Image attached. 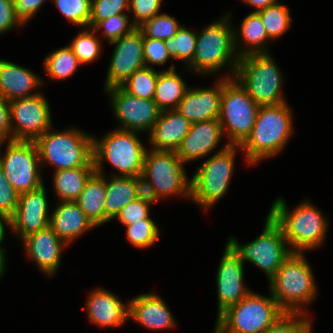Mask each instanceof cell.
Listing matches in <instances>:
<instances>
[{"instance_id":"6da1fadb","label":"cell","mask_w":333,"mask_h":333,"mask_svg":"<svg viewBox=\"0 0 333 333\" xmlns=\"http://www.w3.org/2000/svg\"><path fill=\"white\" fill-rule=\"evenodd\" d=\"M312 200L304 197L291 208L284 196H278L269 204L267 214L281 228L291 252L320 251L328 241L331 216Z\"/></svg>"},{"instance_id":"7a4b0ae2","label":"cell","mask_w":333,"mask_h":333,"mask_svg":"<svg viewBox=\"0 0 333 333\" xmlns=\"http://www.w3.org/2000/svg\"><path fill=\"white\" fill-rule=\"evenodd\" d=\"M202 26L197 28L194 57L186 68L193 79L194 76L211 80L233 78L240 59L235 48L233 21L224 11Z\"/></svg>"},{"instance_id":"3957f363","label":"cell","mask_w":333,"mask_h":333,"mask_svg":"<svg viewBox=\"0 0 333 333\" xmlns=\"http://www.w3.org/2000/svg\"><path fill=\"white\" fill-rule=\"evenodd\" d=\"M293 110L289 102L259 106L251 133L240 145L245 160L252 168L263 161L279 158L283 151L286 152L297 129Z\"/></svg>"},{"instance_id":"277c9868","label":"cell","mask_w":333,"mask_h":333,"mask_svg":"<svg viewBox=\"0 0 333 333\" xmlns=\"http://www.w3.org/2000/svg\"><path fill=\"white\" fill-rule=\"evenodd\" d=\"M307 255L291 252L266 284L267 291L285 313L312 315V304L321 295L315 269Z\"/></svg>"},{"instance_id":"5b68a950","label":"cell","mask_w":333,"mask_h":333,"mask_svg":"<svg viewBox=\"0 0 333 333\" xmlns=\"http://www.w3.org/2000/svg\"><path fill=\"white\" fill-rule=\"evenodd\" d=\"M93 134V162L100 175L141 177L148 148L147 136L136 131L111 128L103 136ZM142 137V138H141ZM145 142V143H144ZM108 164V165H107ZM110 168L111 171L108 172Z\"/></svg>"},{"instance_id":"8992f818","label":"cell","mask_w":333,"mask_h":333,"mask_svg":"<svg viewBox=\"0 0 333 333\" xmlns=\"http://www.w3.org/2000/svg\"><path fill=\"white\" fill-rule=\"evenodd\" d=\"M239 153L243 156L240 163L244 165V169L245 167L250 169L251 166L245 160L240 146L229 145L224 150L205 158L194 167L195 171L190 172L192 173L190 202L203 213L212 211L228 195L231 183L234 181L235 168H238L236 164Z\"/></svg>"},{"instance_id":"52a82bcc","label":"cell","mask_w":333,"mask_h":333,"mask_svg":"<svg viewBox=\"0 0 333 333\" xmlns=\"http://www.w3.org/2000/svg\"><path fill=\"white\" fill-rule=\"evenodd\" d=\"M92 133L77 125H69L60 130L54 125L49 128L34 141L38 149L42 172L44 173L50 167L52 172L78 167H94Z\"/></svg>"},{"instance_id":"ba28073f","label":"cell","mask_w":333,"mask_h":333,"mask_svg":"<svg viewBox=\"0 0 333 333\" xmlns=\"http://www.w3.org/2000/svg\"><path fill=\"white\" fill-rule=\"evenodd\" d=\"M187 166L176 151L147 148L141 180L143 193L157 204L175 200V197L191 199V176Z\"/></svg>"},{"instance_id":"9c48e42d","label":"cell","mask_w":333,"mask_h":333,"mask_svg":"<svg viewBox=\"0 0 333 333\" xmlns=\"http://www.w3.org/2000/svg\"><path fill=\"white\" fill-rule=\"evenodd\" d=\"M234 78L259 106L288 102L283 86L287 76L273 52L240 57Z\"/></svg>"},{"instance_id":"30bf717a","label":"cell","mask_w":333,"mask_h":333,"mask_svg":"<svg viewBox=\"0 0 333 333\" xmlns=\"http://www.w3.org/2000/svg\"><path fill=\"white\" fill-rule=\"evenodd\" d=\"M283 314L285 312L269 291L265 295L253 289L215 319L213 330L217 333H263Z\"/></svg>"},{"instance_id":"8fae6325","label":"cell","mask_w":333,"mask_h":333,"mask_svg":"<svg viewBox=\"0 0 333 333\" xmlns=\"http://www.w3.org/2000/svg\"><path fill=\"white\" fill-rule=\"evenodd\" d=\"M263 229L251 241L242 243L234 234L226 241L239 254L248 267L258 268L268 282L278 271L282 262L291 253L281 228L267 214L263 220ZM248 264V265H247Z\"/></svg>"},{"instance_id":"7c38bea8","label":"cell","mask_w":333,"mask_h":333,"mask_svg":"<svg viewBox=\"0 0 333 333\" xmlns=\"http://www.w3.org/2000/svg\"><path fill=\"white\" fill-rule=\"evenodd\" d=\"M259 105L233 78H223L219 122L229 145H241L255 124Z\"/></svg>"},{"instance_id":"4fadbf2b","label":"cell","mask_w":333,"mask_h":333,"mask_svg":"<svg viewBox=\"0 0 333 333\" xmlns=\"http://www.w3.org/2000/svg\"><path fill=\"white\" fill-rule=\"evenodd\" d=\"M0 167L18 194L36 190L45 184V174L34 141L0 142Z\"/></svg>"},{"instance_id":"5bb4252c","label":"cell","mask_w":333,"mask_h":333,"mask_svg":"<svg viewBox=\"0 0 333 333\" xmlns=\"http://www.w3.org/2000/svg\"><path fill=\"white\" fill-rule=\"evenodd\" d=\"M116 122L115 128L136 131L146 136L151 132L162 110L152 99H143L125 91L121 86L102 89Z\"/></svg>"},{"instance_id":"9a60e30c","label":"cell","mask_w":333,"mask_h":333,"mask_svg":"<svg viewBox=\"0 0 333 333\" xmlns=\"http://www.w3.org/2000/svg\"><path fill=\"white\" fill-rule=\"evenodd\" d=\"M44 91L9 101L12 140L35 141L54 124L51 104Z\"/></svg>"},{"instance_id":"2e32d148","label":"cell","mask_w":333,"mask_h":333,"mask_svg":"<svg viewBox=\"0 0 333 333\" xmlns=\"http://www.w3.org/2000/svg\"><path fill=\"white\" fill-rule=\"evenodd\" d=\"M215 269L217 312L216 318L227 308L237 304L253 289L247 285L245 277L248 267L239 254L226 241Z\"/></svg>"},{"instance_id":"e0dca14e","label":"cell","mask_w":333,"mask_h":333,"mask_svg":"<svg viewBox=\"0 0 333 333\" xmlns=\"http://www.w3.org/2000/svg\"><path fill=\"white\" fill-rule=\"evenodd\" d=\"M19 243L25 260L31 262L41 275L49 280L58 277L63 255L70 246L50 226L26 235Z\"/></svg>"},{"instance_id":"ac0fdd59","label":"cell","mask_w":333,"mask_h":333,"mask_svg":"<svg viewBox=\"0 0 333 333\" xmlns=\"http://www.w3.org/2000/svg\"><path fill=\"white\" fill-rule=\"evenodd\" d=\"M50 187L46 183L40 188L19 194L13 216L9 219V235L20 241L26 235L49 227L52 207ZM50 199V200H49Z\"/></svg>"},{"instance_id":"d6986e66","label":"cell","mask_w":333,"mask_h":333,"mask_svg":"<svg viewBox=\"0 0 333 333\" xmlns=\"http://www.w3.org/2000/svg\"><path fill=\"white\" fill-rule=\"evenodd\" d=\"M102 89L120 86L135 71L145 67L143 33L135 28L131 33L114 40Z\"/></svg>"},{"instance_id":"ffe728a7","label":"cell","mask_w":333,"mask_h":333,"mask_svg":"<svg viewBox=\"0 0 333 333\" xmlns=\"http://www.w3.org/2000/svg\"><path fill=\"white\" fill-rule=\"evenodd\" d=\"M225 140L219 119L191 123L189 132L176 150V154L185 165L190 166L224 150L229 146Z\"/></svg>"},{"instance_id":"44dd1931","label":"cell","mask_w":333,"mask_h":333,"mask_svg":"<svg viewBox=\"0 0 333 333\" xmlns=\"http://www.w3.org/2000/svg\"><path fill=\"white\" fill-rule=\"evenodd\" d=\"M88 291L83 310L89 324L109 330L121 329L129 322V300H122L118 293L103 286Z\"/></svg>"},{"instance_id":"7402d4cb","label":"cell","mask_w":333,"mask_h":333,"mask_svg":"<svg viewBox=\"0 0 333 333\" xmlns=\"http://www.w3.org/2000/svg\"><path fill=\"white\" fill-rule=\"evenodd\" d=\"M129 300V320L147 331H171L179 327L170 306L159 293L149 291L134 295Z\"/></svg>"},{"instance_id":"603a6c76","label":"cell","mask_w":333,"mask_h":333,"mask_svg":"<svg viewBox=\"0 0 333 333\" xmlns=\"http://www.w3.org/2000/svg\"><path fill=\"white\" fill-rule=\"evenodd\" d=\"M213 81L205 86L192 84L175 109L190 123L219 119L223 78H213Z\"/></svg>"},{"instance_id":"cb8c5ba5","label":"cell","mask_w":333,"mask_h":333,"mask_svg":"<svg viewBox=\"0 0 333 333\" xmlns=\"http://www.w3.org/2000/svg\"><path fill=\"white\" fill-rule=\"evenodd\" d=\"M40 73L30 67L13 60L0 58V94L8 101L17 98L34 96L48 86L49 79H44ZM43 77V78H42ZM46 80V81H45Z\"/></svg>"},{"instance_id":"d4e9b609","label":"cell","mask_w":333,"mask_h":333,"mask_svg":"<svg viewBox=\"0 0 333 333\" xmlns=\"http://www.w3.org/2000/svg\"><path fill=\"white\" fill-rule=\"evenodd\" d=\"M53 205L49 226L70 248L88 232L98 229L75 201H59Z\"/></svg>"},{"instance_id":"484cf974","label":"cell","mask_w":333,"mask_h":333,"mask_svg":"<svg viewBox=\"0 0 333 333\" xmlns=\"http://www.w3.org/2000/svg\"><path fill=\"white\" fill-rule=\"evenodd\" d=\"M232 9L225 12L233 21L235 48L239 57L250 54L272 53V48H270L272 46L270 45L273 44V41L268 37L260 15L257 12H247L239 21L240 24H235Z\"/></svg>"},{"instance_id":"4316f807","label":"cell","mask_w":333,"mask_h":333,"mask_svg":"<svg viewBox=\"0 0 333 333\" xmlns=\"http://www.w3.org/2000/svg\"><path fill=\"white\" fill-rule=\"evenodd\" d=\"M190 125L175 109L163 110L147 135L148 147L154 150L176 151L189 132Z\"/></svg>"},{"instance_id":"83f0119b","label":"cell","mask_w":333,"mask_h":333,"mask_svg":"<svg viewBox=\"0 0 333 333\" xmlns=\"http://www.w3.org/2000/svg\"><path fill=\"white\" fill-rule=\"evenodd\" d=\"M105 225L114 222L121 209L143 194L141 177L105 175Z\"/></svg>"},{"instance_id":"f1b7e54d","label":"cell","mask_w":333,"mask_h":333,"mask_svg":"<svg viewBox=\"0 0 333 333\" xmlns=\"http://www.w3.org/2000/svg\"><path fill=\"white\" fill-rule=\"evenodd\" d=\"M182 69V70H181ZM192 73L186 67H179L174 70L160 71L155 87L153 100L163 110L176 109L186 91L190 87L185 75Z\"/></svg>"},{"instance_id":"f546056e","label":"cell","mask_w":333,"mask_h":333,"mask_svg":"<svg viewBox=\"0 0 333 333\" xmlns=\"http://www.w3.org/2000/svg\"><path fill=\"white\" fill-rule=\"evenodd\" d=\"M96 172L94 167H78L50 172L51 191L54 202L76 201L81 195L86 182Z\"/></svg>"},{"instance_id":"4dcf8cb0","label":"cell","mask_w":333,"mask_h":333,"mask_svg":"<svg viewBox=\"0 0 333 333\" xmlns=\"http://www.w3.org/2000/svg\"><path fill=\"white\" fill-rule=\"evenodd\" d=\"M106 199L105 175L94 173L81 193L76 199L85 215L97 228L105 225L104 203Z\"/></svg>"},{"instance_id":"1f68e13d","label":"cell","mask_w":333,"mask_h":333,"mask_svg":"<svg viewBox=\"0 0 333 333\" xmlns=\"http://www.w3.org/2000/svg\"><path fill=\"white\" fill-rule=\"evenodd\" d=\"M51 50L42 58L43 75H46L50 82H66L64 80L71 79L82 68L68 44Z\"/></svg>"},{"instance_id":"d6a6232c","label":"cell","mask_w":333,"mask_h":333,"mask_svg":"<svg viewBox=\"0 0 333 333\" xmlns=\"http://www.w3.org/2000/svg\"><path fill=\"white\" fill-rule=\"evenodd\" d=\"M68 42V46L83 67L95 62L98 63L104 54L105 46L103 44L105 42L92 28H78L77 33L72 35Z\"/></svg>"},{"instance_id":"836d02e7","label":"cell","mask_w":333,"mask_h":333,"mask_svg":"<svg viewBox=\"0 0 333 333\" xmlns=\"http://www.w3.org/2000/svg\"><path fill=\"white\" fill-rule=\"evenodd\" d=\"M282 0L270 5L269 7L257 12L266 29L268 37L277 42L282 39L288 31L293 28V16L291 7L286 5Z\"/></svg>"},{"instance_id":"e575fe53","label":"cell","mask_w":333,"mask_h":333,"mask_svg":"<svg viewBox=\"0 0 333 333\" xmlns=\"http://www.w3.org/2000/svg\"><path fill=\"white\" fill-rule=\"evenodd\" d=\"M154 214L149 218L123 226L127 243L136 250L150 249L160 241L163 230L155 221Z\"/></svg>"},{"instance_id":"d590c367","label":"cell","mask_w":333,"mask_h":333,"mask_svg":"<svg viewBox=\"0 0 333 333\" xmlns=\"http://www.w3.org/2000/svg\"><path fill=\"white\" fill-rule=\"evenodd\" d=\"M197 41V28L182 24L177 33L165 40L171 58L186 67L193 59Z\"/></svg>"},{"instance_id":"8d00e7d4","label":"cell","mask_w":333,"mask_h":333,"mask_svg":"<svg viewBox=\"0 0 333 333\" xmlns=\"http://www.w3.org/2000/svg\"><path fill=\"white\" fill-rule=\"evenodd\" d=\"M159 72L158 69L144 67L135 71L120 86L134 96L153 100Z\"/></svg>"},{"instance_id":"74e56055","label":"cell","mask_w":333,"mask_h":333,"mask_svg":"<svg viewBox=\"0 0 333 333\" xmlns=\"http://www.w3.org/2000/svg\"><path fill=\"white\" fill-rule=\"evenodd\" d=\"M143 47L145 67L152 69L159 67V71H169L180 67V64L177 62L175 63V61L171 58L164 40L143 37ZM160 66H162V69Z\"/></svg>"},{"instance_id":"f35d334b","label":"cell","mask_w":333,"mask_h":333,"mask_svg":"<svg viewBox=\"0 0 333 333\" xmlns=\"http://www.w3.org/2000/svg\"><path fill=\"white\" fill-rule=\"evenodd\" d=\"M137 28L129 14H116L106 20L99 21L92 29L105 42L104 45L120 39Z\"/></svg>"},{"instance_id":"ab89813d","label":"cell","mask_w":333,"mask_h":333,"mask_svg":"<svg viewBox=\"0 0 333 333\" xmlns=\"http://www.w3.org/2000/svg\"><path fill=\"white\" fill-rule=\"evenodd\" d=\"M63 19L78 28L89 27L91 0H51Z\"/></svg>"},{"instance_id":"60d3db41","label":"cell","mask_w":333,"mask_h":333,"mask_svg":"<svg viewBox=\"0 0 333 333\" xmlns=\"http://www.w3.org/2000/svg\"><path fill=\"white\" fill-rule=\"evenodd\" d=\"M182 24L174 15L163 11L144 22L138 28L142 31L143 37L165 41L168 38H172Z\"/></svg>"},{"instance_id":"b9f144b4","label":"cell","mask_w":333,"mask_h":333,"mask_svg":"<svg viewBox=\"0 0 333 333\" xmlns=\"http://www.w3.org/2000/svg\"><path fill=\"white\" fill-rule=\"evenodd\" d=\"M303 313H285L263 333H315L314 317Z\"/></svg>"},{"instance_id":"7bdbcfd3","label":"cell","mask_w":333,"mask_h":333,"mask_svg":"<svg viewBox=\"0 0 333 333\" xmlns=\"http://www.w3.org/2000/svg\"><path fill=\"white\" fill-rule=\"evenodd\" d=\"M154 205L157 206V203L143 193L124 206L114 220L118 222L117 224L126 226L147 219L153 214L152 209Z\"/></svg>"},{"instance_id":"ee69618b","label":"cell","mask_w":333,"mask_h":333,"mask_svg":"<svg viewBox=\"0 0 333 333\" xmlns=\"http://www.w3.org/2000/svg\"><path fill=\"white\" fill-rule=\"evenodd\" d=\"M116 14H129V0H91L89 28Z\"/></svg>"},{"instance_id":"f6af8a7d","label":"cell","mask_w":333,"mask_h":333,"mask_svg":"<svg viewBox=\"0 0 333 333\" xmlns=\"http://www.w3.org/2000/svg\"><path fill=\"white\" fill-rule=\"evenodd\" d=\"M165 0H129V15L138 28L147 20L162 13Z\"/></svg>"},{"instance_id":"bcb514c9","label":"cell","mask_w":333,"mask_h":333,"mask_svg":"<svg viewBox=\"0 0 333 333\" xmlns=\"http://www.w3.org/2000/svg\"><path fill=\"white\" fill-rule=\"evenodd\" d=\"M19 194L7 180L3 169L0 167V216L8 220L13 216L18 203Z\"/></svg>"},{"instance_id":"7dc6e473","label":"cell","mask_w":333,"mask_h":333,"mask_svg":"<svg viewBox=\"0 0 333 333\" xmlns=\"http://www.w3.org/2000/svg\"><path fill=\"white\" fill-rule=\"evenodd\" d=\"M48 1L51 0H13L16 18L24 27H28Z\"/></svg>"},{"instance_id":"c3c4849f","label":"cell","mask_w":333,"mask_h":333,"mask_svg":"<svg viewBox=\"0 0 333 333\" xmlns=\"http://www.w3.org/2000/svg\"><path fill=\"white\" fill-rule=\"evenodd\" d=\"M25 27L16 18L13 0H0V36L10 34Z\"/></svg>"},{"instance_id":"681fc988","label":"cell","mask_w":333,"mask_h":333,"mask_svg":"<svg viewBox=\"0 0 333 333\" xmlns=\"http://www.w3.org/2000/svg\"><path fill=\"white\" fill-rule=\"evenodd\" d=\"M12 141L9 101L0 94V142Z\"/></svg>"},{"instance_id":"f907efd6","label":"cell","mask_w":333,"mask_h":333,"mask_svg":"<svg viewBox=\"0 0 333 333\" xmlns=\"http://www.w3.org/2000/svg\"><path fill=\"white\" fill-rule=\"evenodd\" d=\"M242 2V5L245 4V6H248L250 8L249 12H259L270 5H273L277 3L280 0H239Z\"/></svg>"},{"instance_id":"816d5d0a","label":"cell","mask_w":333,"mask_h":333,"mask_svg":"<svg viewBox=\"0 0 333 333\" xmlns=\"http://www.w3.org/2000/svg\"><path fill=\"white\" fill-rule=\"evenodd\" d=\"M10 239L9 235V220L6 217L0 216V248L8 249L6 239Z\"/></svg>"},{"instance_id":"f5cc1de1","label":"cell","mask_w":333,"mask_h":333,"mask_svg":"<svg viewBox=\"0 0 333 333\" xmlns=\"http://www.w3.org/2000/svg\"><path fill=\"white\" fill-rule=\"evenodd\" d=\"M9 249L0 248V281L3 280V277L6 276L5 273L8 271V253Z\"/></svg>"}]
</instances>
